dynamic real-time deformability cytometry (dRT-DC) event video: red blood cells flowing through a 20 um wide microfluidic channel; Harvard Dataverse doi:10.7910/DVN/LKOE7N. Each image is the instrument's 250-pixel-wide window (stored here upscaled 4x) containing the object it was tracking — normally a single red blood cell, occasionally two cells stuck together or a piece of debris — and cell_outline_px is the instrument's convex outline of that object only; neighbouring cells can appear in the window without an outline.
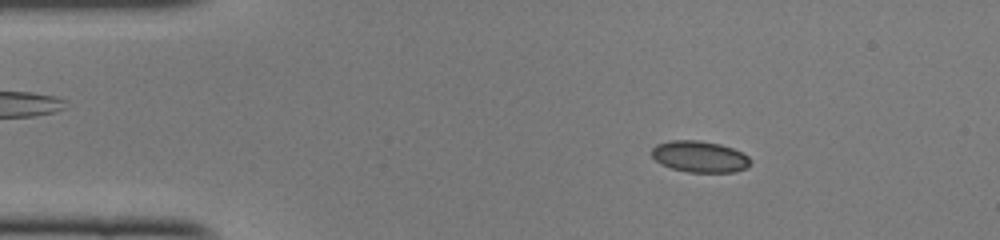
{"species": "common noctule bat (a hibernating species)", "species_latin": "Nyctalus noctula", "temperature_condition": "cold", "stored_images_in_passage": 48, "camera_frame_rate_fps": 3000, "um_per_image_px": 0.085, "animal": {"sex": "female", "body_mass_g": 22.0, "forearm_length_mm": 56.7}, "frame": {"image": 1, "passage_image": 7, "time_ms": 2.0, "image_size_px": [1000, 240], "cell_outline_px": [[752, 160], [744, 168], [736, 172], [688, 172], [672, 168], [660, 164], [652, 156], [652, 148], [656, 144], [668, 140], [700, 140], [720, 144], [732, 148], [748, 156]], "centroid_in_image_um": [59.44, 13.3], "position_along_channel_um": 25.6, "area_um2": 18.03}}
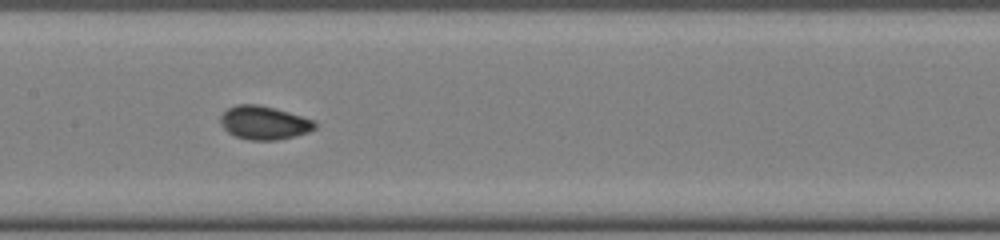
{"frame": {"image": 2, "passage_image": 23, "time_ms": 7.333, "image_size_px": [1000, 240], "cell_outline_px": [[316, 128], [308, 132], [276, 140], [248, 140], [236, 136], [228, 132], [220, 124], [220, 116], [228, 108], [236, 104], [256, 104], [288, 112], [312, 120], [316, 124]], "centroid_in_image_um": [22.4, 10.43], "position_along_channel_um": 185.0, "area_um2": 18.15}}
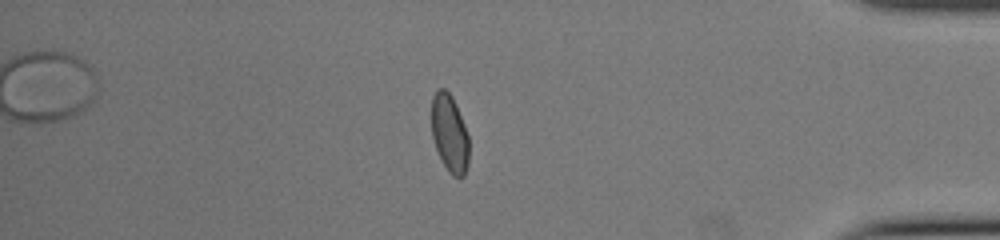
{"frame": {"image": 3, "passage_image": 41, "time_ms": 13.333, "image_size_px": [1000, 240], "cell_outline_px": [[468, 164], [464, 176], [452, 176], [448, 172], [436, 148], [432, 136], [432, 96], [436, 88], [444, 88], [452, 96], [468, 136]], "centroid_in_image_um": [38.2, 11.32], "position_along_channel_um": 397.0, "area_um2": 16.7}, "authors_computed_cell_mechanics": {"area_um2": 17.5712, "velocity_mm_per_s": 4.106, "shape_relaxation_time_tau1_ms": null, "shape_relaxation_time_tau2_ms": 1.0148, "deformation_change_tau1": null, "deformation_change_tau2": 0.0307}}